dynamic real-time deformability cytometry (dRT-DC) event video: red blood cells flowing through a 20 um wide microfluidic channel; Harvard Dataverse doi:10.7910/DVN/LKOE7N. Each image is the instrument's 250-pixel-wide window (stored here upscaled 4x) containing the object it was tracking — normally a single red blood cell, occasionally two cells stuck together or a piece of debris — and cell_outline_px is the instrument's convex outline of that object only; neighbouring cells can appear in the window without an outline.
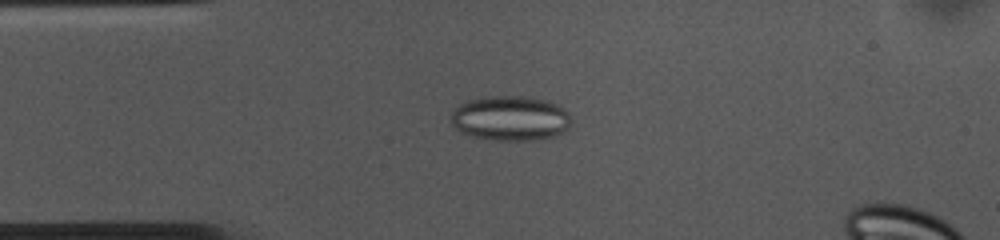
{"species": "common noctule bat (a hibernating species)", "species_latin": "Nyctalus noctula", "temperature_condition": "cold", "stored_images_in_passage": 41, "camera_frame_rate_fps": 3000, "um_per_image_px": 0.085, "animal": {"sex": "female", "body_mass_g": 10.0, "forearm_length_mm": 53.1}, "frame": {"image": 1, "passage_image": 1, "time_ms": 0.0, "image_size_px": [1000, 240], "cell_outline_px": [[572, 124], [568, 128], [552, 136], [532, 140], [496, 140], [472, 136], [460, 132], [452, 124], [452, 112], [460, 104], [468, 100], [484, 96], [528, 96], [548, 100], [556, 104], [572, 120]], "centroid_in_image_um": [43.36, 10.04], "position_along_channel_um": 41.6, "area_um2": 31.21}}
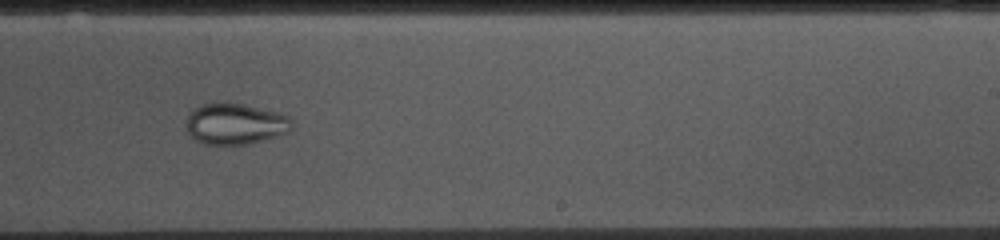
{"frame": {"image": 2, "passage_image": 21, "time_ms": 6.667, "image_size_px": [1000, 240], "cell_outline_px": [[292, 128], [288, 132], [264, 140], [248, 144], [204, 144], [196, 140], [188, 132], [188, 116], [192, 108], [204, 104], [244, 104], [280, 112], [288, 116], [292, 120]], "centroid_in_image_um": [20.04, 10.53], "position_along_channel_um": 269.0, "area_um2": 25.03}}
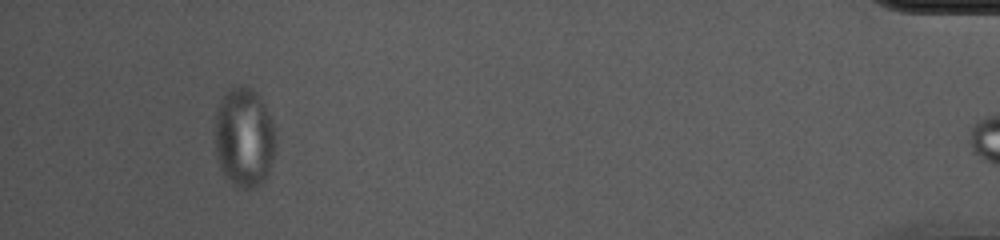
{"frame": {"image": 3, "passage_image": 39, "time_ms": 12.667, "image_size_px": [1000, 240], "cell_outline_px": [[276, 144], [272, 160], [268, 172], [264, 180], [256, 188], [248, 192], [232, 184], [224, 176], [216, 156], [216, 112], [220, 100], [236, 84], [244, 84], [252, 88], [260, 96], [272, 120], [276, 136]], "centroid_in_image_um": [20.77, 11.71], "position_along_channel_um": 414.4, "area_um2": 35.72}, "authors_computed_cell_mechanics": {"area_um2": 28.8422, "velocity_mm_per_s": 3.6339, "shape_relaxation_time_tau1_ms": null, "shape_relaxation_time_tau2_ms": 3.5153, "deformation_change_tau1": null, "deformation_change_tau2": 0.0478}}